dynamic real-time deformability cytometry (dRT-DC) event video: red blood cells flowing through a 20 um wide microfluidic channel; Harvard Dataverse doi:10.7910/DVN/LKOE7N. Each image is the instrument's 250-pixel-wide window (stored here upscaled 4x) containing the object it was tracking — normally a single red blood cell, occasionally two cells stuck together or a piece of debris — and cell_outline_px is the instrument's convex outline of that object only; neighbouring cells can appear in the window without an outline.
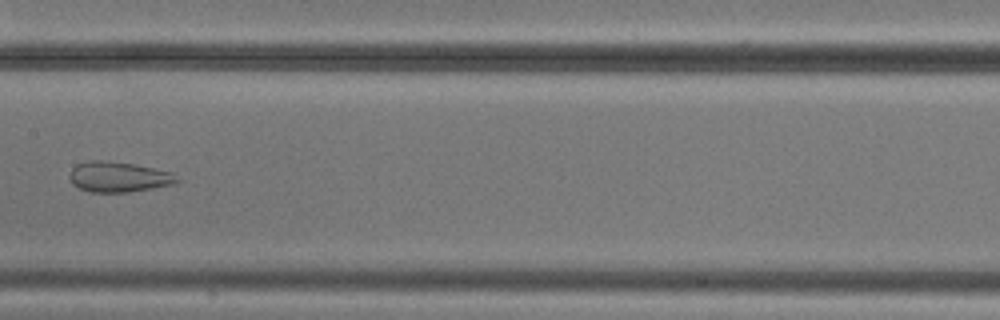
{"species": "common noctule bat (a hibernating species)", "species_latin": "Nyctalus noctula", "temperature_condition": "cold", "stored_images_in_passage": 7, "camera_frame_rate_fps": 3000, "um_per_image_px": 0.085, "animal": {"sex": "male", "body_mass_g": 20.5, "forearm_length_mm": 52.5}, "frame": {"image": 1, "passage_image": 7, "time_ms": 6.667, "image_size_px": [1000, 320], "cell_outline_px": [[180, 180], [172, 184], [152, 188], [128, 192], [88, 192], [72, 184], [68, 176], [72, 168], [76, 164], [88, 160], [100, 160], [132, 164], [172, 172]], "centroid_in_image_um": [10.02, 15.04], "position_along_channel_um": 197.4, "area_um2": 18.9}}